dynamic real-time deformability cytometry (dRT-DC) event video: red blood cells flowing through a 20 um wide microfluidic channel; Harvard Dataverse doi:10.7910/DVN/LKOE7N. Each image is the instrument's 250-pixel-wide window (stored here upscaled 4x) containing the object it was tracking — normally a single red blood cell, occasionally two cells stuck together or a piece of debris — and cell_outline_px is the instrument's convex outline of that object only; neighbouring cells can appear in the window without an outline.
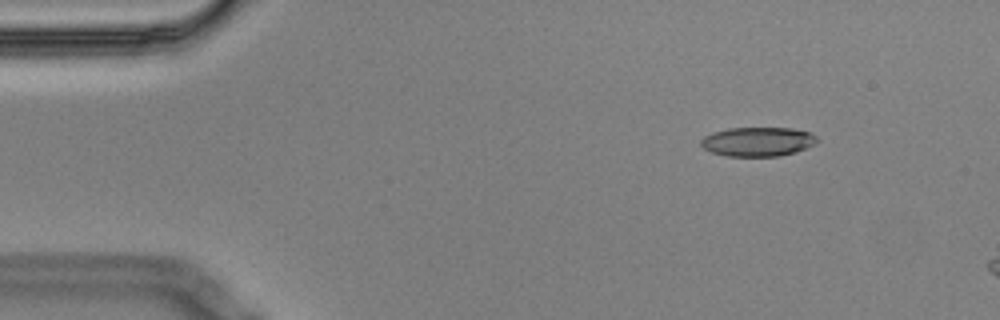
{"species": "Egyptian fruit bat (a non-hibernating species)", "species_latin": "Rousettus aegyptiacus", "temperature_condition": "cold", "stored_images_in_passage": 4, "camera_frame_rate_fps": 3000, "um_per_image_px": 0.085, "animal": {"sex": "male"}, "frame": {"image": 1, "passage_image": 2, "time_ms": 0.333, "image_size_px": [1000, 320], "cell_outline_px": [[820, 140], [816, 144], [796, 152], [780, 156], [728, 156], [712, 152], [704, 148], [700, 144], [700, 140], [704, 136], [712, 132], [728, 128], [792, 128], [808, 132], [816, 136]], "centroid_in_image_um": [64.43, 12.04], "position_along_channel_um": 20.6, "area_um2": 19.88}}